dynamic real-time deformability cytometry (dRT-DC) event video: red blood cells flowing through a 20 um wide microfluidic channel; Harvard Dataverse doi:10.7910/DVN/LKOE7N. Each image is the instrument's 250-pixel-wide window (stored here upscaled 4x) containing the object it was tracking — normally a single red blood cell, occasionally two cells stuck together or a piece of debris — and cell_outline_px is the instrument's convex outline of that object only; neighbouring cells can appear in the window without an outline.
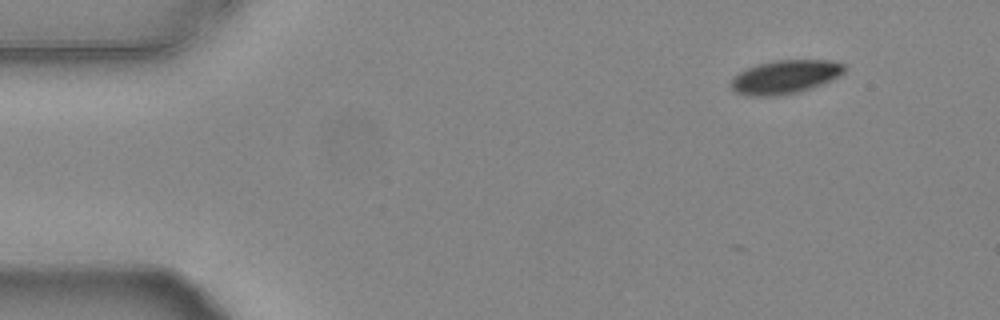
{"species": "common noctule bat (a hibernating species)", "species_latin": "Nyctalus noctula", "temperature_condition": "warm", "stored_images_in_passage": 25, "camera_frame_rate_fps": 3000, "um_per_image_px": 0.085, "animal": {"sex": "female", "body_mass_g": 24.6, "forearm_length_mm": 56.2}, "frame": {"image": 1, "passage_image": 1, "time_ms": 0.0, "image_size_px": [1000, 320], "cell_outline_px": [[844, 72], [820, 84], [800, 92], [776, 96], [744, 96], [736, 92], [728, 84], [732, 76], [748, 68], [772, 60], [828, 60], [844, 64]], "centroid_in_image_um": [66.65, 6.55], "position_along_channel_um": 18.4, "area_um2": 22.08}}
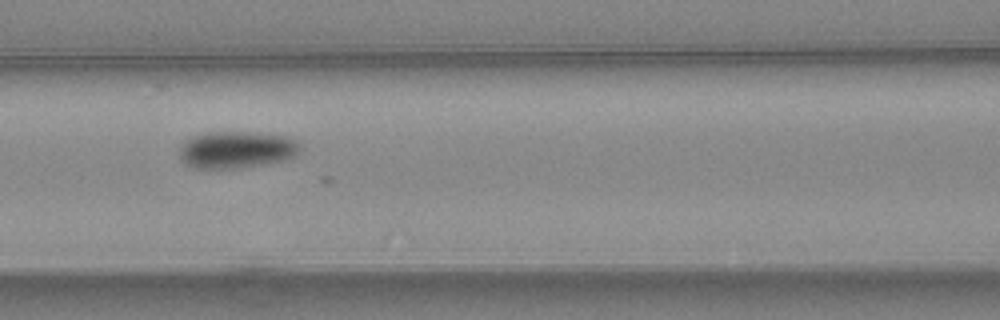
{"frame": {"image": 2, "passage_image": 19, "time_ms": 6.0, "image_size_px": [1000, 320], "cell_outline_px": [[300, 148], [296, 156], [284, 160], [240, 168], [196, 168], [184, 164], [180, 160], [180, 148], [192, 136], [208, 132], [244, 132], [284, 136], [296, 140], [300, 144]], "centroid_in_image_um": [20.1, 12.73], "position_along_channel_um": 146.5, "area_um2": 25.78}}
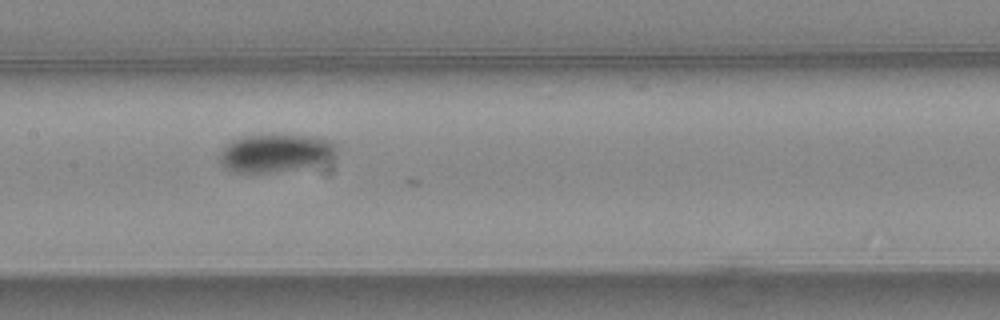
{"frame": {"image": 3, "passage_image": 22, "time_ms": 7.0, "image_size_px": [1000, 320], "cell_outline_px": [[340, 148], [336, 156], [296, 168], [268, 172], [236, 172], [224, 168], [220, 164], [220, 152], [228, 140], [240, 136], [272, 132], [320, 136], [332, 140]], "centroid_in_image_um": [23.39, 12.91], "position_along_channel_um": 184.0, "area_um2": 26.76}}